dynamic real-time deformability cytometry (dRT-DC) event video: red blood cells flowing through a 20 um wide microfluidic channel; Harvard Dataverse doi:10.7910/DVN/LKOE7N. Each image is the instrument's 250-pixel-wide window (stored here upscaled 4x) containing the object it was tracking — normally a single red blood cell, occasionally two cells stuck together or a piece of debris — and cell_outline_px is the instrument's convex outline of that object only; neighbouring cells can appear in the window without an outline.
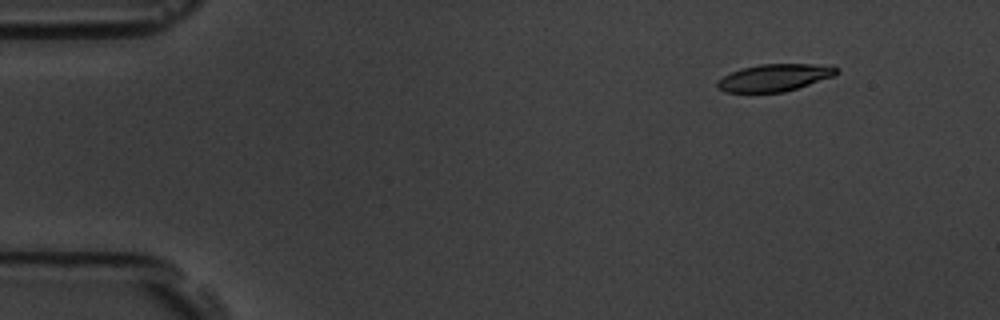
{"species": "common noctule bat (a hibernating species)", "species_latin": "Nyctalus noctula", "temperature_condition": "room temperature", "stored_images_in_passage": 4, "camera_frame_rate_fps": 3000, "um_per_image_px": 0.085, "animal": {"sex": "male", "body_mass_g": 19.5, "forearm_length_mm": 54.6}, "frame": {"image": 1, "passage_image": 1, "time_ms": 0.0, "image_size_px": [1000, 320], "cell_outline_px": [[840, 72], [836, 76], [784, 92], [724, 92], [716, 88], [716, 80], [732, 72], [744, 68], [760, 64], [812, 64], [840, 68]], "centroid_in_image_um": [65.84, 6.6], "position_along_channel_um": 19.2, "area_um2": 18.9}}
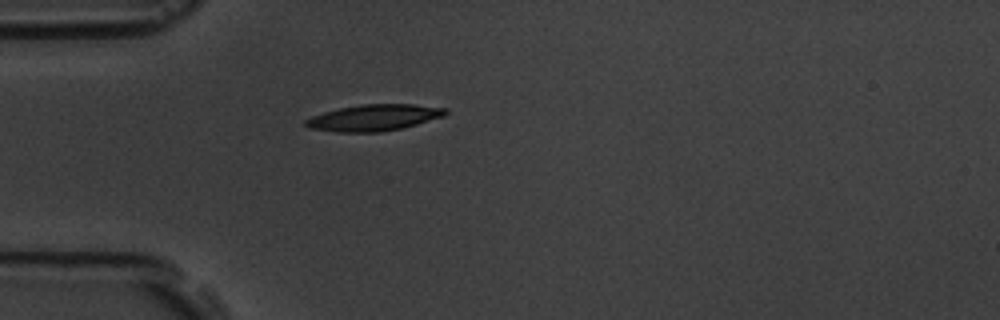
{"frame": {"image": 2, "passage_image": 4, "time_ms": 3.333, "image_size_px": [1000, 320], "cell_outline_px": [[448, 112], [444, 116], [416, 124], [400, 128], [380, 132], [336, 132], [308, 128], [304, 124], [304, 120], [312, 116], [324, 112], [340, 108], [364, 104], [412, 104], [448, 108]], "centroid_in_image_um": [31.77, 10.0], "position_along_channel_um": 53.2, "area_um2": 21.39}}